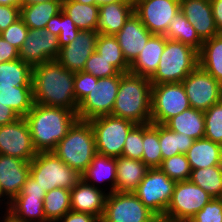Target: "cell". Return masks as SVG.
<instances>
[{"label": "cell", "mask_w": 222, "mask_h": 222, "mask_svg": "<svg viewBox=\"0 0 222 222\" xmlns=\"http://www.w3.org/2000/svg\"><path fill=\"white\" fill-rule=\"evenodd\" d=\"M29 28L21 18L16 20L4 31L0 33L4 40L16 47L18 50L23 46L24 40L28 34Z\"/></svg>", "instance_id": "f6af8a7d"}, {"label": "cell", "mask_w": 222, "mask_h": 222, "mask_svg": "<svg viewBox=\"0 0 222 222\" xmlns=\"http://www.w3.org/2000/svg\"><path fill=\"white\" fill-rule=\"evenodd\" d=\"M63 0H51L20 7V18L29 29L52 28L54 20L62 11Z\"/></svg>", "instance_id": "d4e9b609"}, {"label": "cell", "mask_w": 222, "mask_h": 222, "mask_svg": "<svg viewBox=\"0 0 222 222\" xmlns=\"http://www.w3.org/2000/svg\"><path fill=\"white\" fill-rule=\"evenodd\" d=\"M150 168L142 161L120 156L116 158L115 191L135 192Z\"/></svg>", "instance_id": "484cf974"}, {"label": "cell", "mask_w": 222, "mask_h": 222, "mask_svg": "<svg viewBox=\"0 0 222 222\" xmlns=\"http://www.w3.org/2000/svg\"><path fill=\"white\" fill-rule=\"evenodd\" d=\"M30 175V162L0 154V191L9 203L21 192Z\"/></svg>", "instance_id": "ac0fdd59"}, {"label": "cell", "mask_w": 222, "mask_h": 222, "mask_svg": "<svg viewBox=\"0 0 222 222\" xmlns=\"http://www.w3.org/2000/svg\"><path fill=\"white\" fill-rule=\"evenodd\" d=\"M179 10L180 0H141L134 5V13L153 35H165Z\"/></svg>", "instance_id": "2e32d148"}, {"label": "cell", "mask_w": 222, "mask_h": 222, "mask_svg": "<svg viewBox=\"0 0 222 222\" xmlns=\"http://www.w3.org/2000/svg\"><path fill=\"white\" fill-rule=\"evenodd\" d=\"M19 59V50L0 35V63Z\"/></svg>", "instance_id": "f907efd6"}, {"label": "cell", "mask_w": 222, "mask_h": 222, "mask_svg": "<svg viewBox=\"0 0 222 222\" xmlns=\"http://www.w3.org/2000/svg\"><path fill=\"white\" fill-rule=\"evenodd\" d=\"M98 35L97 30L80 31L71 43L60 48L56 60L69 71H83L86 61L95 52Z\"/></svg>", "instance_id": "e0dca14e"}, {"label": "cell", "mask_w": 222, "mask_h": 222, "mask_svg": "<svg viewBox=\"0 0 222 222\" xmlns=\"http://www.w3.org/2000/svg\"><path fill=\"white\" fill-rule=\"evenodd\" d=\"M0 209H1V205L4 203V206H6L5 208H4V210H5V213H7L8 212V208H9V202L8 201H5L6 199L4 198V196H3V194L1 193V191H0ZM4 201V202H3Z\"/></svg>", "instance_id": "94428289"}, {"label": "cell", "mask_w": 222, "mask_h": 222, "mask_svg": "<svg viewBox=\"0 0 222 222\" xmlns=\"http://www.w3.org/2000/svg\"><path fill=\"white\" fill-rule=\"evenodd\" d=\"M189 180L213 198H218L222 192V165L191 169Z\"/></svg>", "instance_id": "74e56055"}, {"label": "cell", "mask_w": 222, "mask_h": 222, "mask_svg": "<svg viewBox=\"0 0 222 222\" xmlns=\"http://www.w3.org/2000/svg\"><path fill=\"white\" fill-rule=\"evenodd\" d=\"M95 137L97 153L112 158L122 156V150L128 133L137 125L134 122L103 115L89 120Z\"/></svg>", "instance_id": "52a82bcc"}, {"label": "cell", "mask_w": 222, "mask_h": 222, "mask_svg": "<svg viewBox=\"0 0 222 222\" xmlns=\"http://www.w3.org/2000/svg\"><path fill=\"white\" fill-rule=\"evenodd\" d=\"M116 2H131V0H96V5L100 7L105 4L116 3Z\"/></svg>", "instance_id": "9f6ffc18"}, {"label": "cell", "mask_w": 222, "mask_h": 222, "mask_svg": "<svg viewBox=\"0 0 222 222\" xmlns=\"http://www.w3.org/2000/svg\"><path fill=\"white\" fill-rule=\"evenodd\" d=\"M149 222H171L165 215H156Z\"/></svg>", "instance_id": "6f0895ef"}, {"label": "cell", "mask_w": 222, "mask_h": 222, "mask_svg": "<svg viewBox=\"0 0 222 222\" xmlns=\"http://www.w3.org/2000/svg\"><path fill=\"white\" fill-rule=\"evenodd\" d=\"M24 118L37 153L53 152L78 119L77 113L70 109L35 103Z\"/></svg>", "instance_id": "7a4b0ae2"}, {"label": "cell", "mask_w": 222, "mask_h": 222, "mask_svg": "<svg viewBox=\"0 0 222 222\" xmlns=\"http://www.w3.org/2000/svg\"><path fill=\"white\" fill-rule=\"evenodd\" d=\"M59 52L58 34L52 28L29 29L23 46L19 49V59L33 68L56 60Z\"/></svg>", "instance_id": "5bb4252c"}, {"label": "cell", "mask_w": 222, "mask_h": 222, "mask_svg": "<svg viewBox=\"0 0 222 222\" xmlns=\"http://www.w3.org/2000/svg\"><path fill=\"white\" fill-rule=\"evenodd\" d=\"M96 78L93 76L91 92L78 104L77 117L80 120L110 115L118 93L121 76Z\"/></svg>", "instance_id": "ba28073f"}, {"label": "cell", "mask_w": 222, "mask_h": 222, "mask_svg": "<svg viewBox=\"0 0 222 222\" xmlns=\"http://www.w3.org/2000/svg\"><path fill=\"white\" fill-rule=\"evenodd\" d=\"M155 216L134 192L114 191L107 194L100 222H149Z\"/></svg>", "instance_id": "7c38bea8"}, {"label": "cell", "mask_w": 222, "mask_h": 222, "mask_svg": "<svg viewBox=\"0 0 222 222\" xmlns=\"http://www.w3.org/2000/svg\"><path fill=\"white\" fill-rule=\"evenodd\" d=\"M46 191L41 188L32 176H28L21 192L16 197L44 198Z\"/></svg>", "instance_id": "681fc988"}, {"label": "cell", "mask_w": 222, "mask_h": 222, "mask_svg": "<svg viewBox=\"0 0 222 222\" xmlns=\"http://www.w3.org/2000/svg\"><path fill=\"white\" fill-rule=\"evenodd\" d=\"M190 106L207 111L222 100V84L199 65L182 81Z\"/></svg>", "instance_id": "4fadbf2b"}, {"label": "cell", "mask_w": 222, "mask_h": 222, "mask_svg": "<svg viewBox=\"0 0 222 222\" xmlns=\"http://www.w3.org/2000/svg\"><path fill=\"white\" fill-rule=\"evenodd\" d=\"M44 198L15 197L10 203L8 214L20 222H48L44 215Z\"/></svg>", "instance_id": "f546056e"}, {"label": "cell", "mask_w": 222, "mask_h": 222, "mask_svg": "<svg viewBox=\"0 0 222 222\" xmlns=\"http://www.w3.org/2000/svg\"><path fill=\"white\" fill-rule=\"evenodd\" d=\"M74 77L75 73L64 68L57 60L33 67V102L39 105L70 109L77 113Z\"/></svg>", "instance_id": "6da1fadb"}, {"label": "cell", "mask_w": 222, "mask_h": 222, "mask_svg": "<svg viewBox=\"0 0 222 222\" xmlns=\"http://www.w3.org/2000/svg\"><path fill=\"white\" fill-rule=\"evenodd\" d=\"M138 1H141V0H131V2L135 5Z\"/></svg>", "instance_id": "be15d7a7"}, {"label": "cell", "mask_w": 222, "mask_h": 222, "mask_svg": "<svg viewBox=\"0 0 222 222\" xmlns=\"http://www.w3.org/2000/svg\"><path fill=\"white\" fill-rule=\"evenodd\" d=\"M32 70L21 59L0 63V86L32 85Z\"/></svg>", "instance_id": "e575fe53"}, {"label": "cell", "mask_w": 222, "mask_h": 222, "mask_svg": "<svg viewBox=\"0 0 222 222\" xmlns=\"http://www.w3.org/2000/svg\"><path fill=\"white\" fill-rule=\"evenodd\" d=\"M0 5L21 7L22 0H0Z\"/></svg>", "instance_id": "11a10c76"}, {"label": "cell", "mask_w": 222, "mask_h": 222, "mask_svg": "<svg viewBox=\"0 0 222 222\" xmlns=\"http://www.w3.org/2000/svg\"><path fill=\"white\" fill-rule=\"evenodd\" d=\"M53 152L66 165L82 175L97 154L90 121L77 119Z\"/></svg>", "instance_id": "277c9868"}, {"label": "cell", "mask_w": 222, "mask_h": 222, "mask_svg": "<svg viewBox=\"0 0 222 222\" xmlns=\"http://www.w3.org/2000/svg\"><path fill=\"white\" fill-rule=\"evenodd\" d=\"M185 155L191 169L222 165V145L206 138L195 140Z\"/></svg>", "instance_id": "4316f807"}, {"label": "cell", "mask_w": 222, "mask_h": 222, "mask_svg": "<svg viewBox=\"0 0 222 222\" xmlns=\"http://www.w3.org/2000/svg\"><path fill=\"white\" fill-rule=\"evenodd\" d=\"M218 199L221 201V203H222V192H221V194H220V196L218 197Z\"/></svg>", "instance_id": "e7e4bbea"}, {"label": "cell", "mask_w": 222, "mask_h": 222, "mask_svg": "<svg viewBox=\"0 0 222 222\" xmlns=\"http://www.w3.org/2000/svg\"><path fill=\"white\" fill-rule=\"evenodd\" d=\"M204 138L222 145V100L204 112Z\"/></svg>", "instance_id": "60d3db41"}, {"label": "cell", "mask_w": 222, "mask_h": 222, "mask_svg": "<svg viewBox=\"0 0 222 222\" xmlns=\"http://www.w3.org/2000/svg\"><path fill=\"white\" fill-rule=\"evenodd\" d=\"M143 155V124H137L127 135L122 156L142 160Z\"/></svg>", "instance_id": "ee69618b"}, {"label": "cell", "mask_w": 222, "mask_h": 222, "mask_svg": "<svg viewBox=\"0 0 222 222\" xmlns=\"http://www.w3.org/2000/svg\"><path fill=\"white\" fill-rule=\"evenodd\" d=\"M95 51L110 62L120 73H128L130 64L125 59L119 42L114 35L99 34Z\"/></svg>", "instance_id": "8d00e7d4"}, {"label": "cell", "mask_w": 222, "mask_h": 222, "mask_svg": "<svg viewBox=\"0 0 222 222\" xmlns=\"http://www.w3.org/2000/svg\"><path fill=\"white\" fill-rule=\"evenodd\" d=\"M93 87V75L79 71L75 72L74 77V94L79 104L88 94Z\"/></svg>", "instance_id": "7dc6e473"}, {"label": "cell", "mask_w": 222, "mask_h": 222, "mask_svg": "<svg viewBox=\"0 0 222 222\" xmlns=\"http://www.w3.org/2000/svg\"><path fill=\"white\" fill-rule=\"evenodd\" d=\"M81 177L86 183L95 188L104 191H107L105 189H108L109 192L107 191V194L114 192L117 181L116 158L97 153ZM104 182L109 183L107 184V186L109 185V188H103L101 186Z\"/></svg>", "instance_id": "603a6c76"}, {"label": "cell", "mask_w": 222, "mask_h": 222, "mask_svg": "<svg viewBox=\"0 0 222 222\" xmlns=\"http://www.w3.org/2000/svg\"><path fill=\"white\" fill-rule=\"evenodd\" d=\"M70 1H75V2H79L82 4H88V5L96 4V0H70Z\"/></svg>", "instance_id": "6125c7cd"}, {"label": "cell", "mask_w": 222, "mask_h": 222, "mask_svg": "<svg viewBox=\"0 0 222 222\" xmlns=\"http://www.w3.org/2000/svg\"><path fill=\"white\" fill-rule=\"evenodd\" d=\"M0 103L12 108L19 117H25L32 109V85L0 86Z\"/></svg>", "instance_id": "4dcf8cb0"}, {"label": "cell", "mask_w": 222, "mask_h": 222, "mask_svg": "<svg viewBox=\"0 0 222 222\" xmlns=\"http://www.w3.org/2000/svg\"><path fill=\"white\" fill-rule=\"evenodd\" d=\"M164 125L170 130L186 134L194 140L202 139L205 135L204 112L192 107L170 118Z\"/></svg>", "instance_id": "83f0119b"}, {"label": "cell", "mask_w": 222, "mask_h": 222, "mask_svg": "<svg viewBox=\"0 0 222 222\" xmlns=\"http://www.w3.org/2000/svg\"><path fill=\"white\" fill-rule=\"evenodd\" d=\"M215 25L219 33L222 32V0H210Z\"/></svg>", "instance_id": "db71d44e"}, {"label": "cell", "mask_w": 222, "mask_h": 222, "mask_svg": "<svg viewBox=\"0 0 222 222\" xmlns=\"http://www.w3.org/2000/svg\"><path fill=\"white\" fill-rule=\"evenodd\" d=\"M199 65L198 51L182 42L167 39L151 84L180 83Z\"/></svg>", "instance_id": "5b68a950"}, {"label": "cell", "mask_w": 222, "mask_h": 222, "mask_svg": "<svg viewBox=\"0 0 222 222\" xmlns=\"http://www.w3.org/2000/svg\"><path fill=\"white\" fill-rule=\"evenodd\" d=\"M189 222H222L221 201L213 198Z\"/></svg>", "instance_id": "bcb514c9"}, {"label": "cell", "mask_w": 222, "mask_h": 222, "mask_svg": "<svg viewBox=\"0 0 222 222\" xmlns=\"http://www.w3.org/2000/svg\"><path fill=\"white\" fill-rule=\"evenodd\" d=\"M57 222H100V220L92 214L70 210Z\"/></svg>", "instance_id": "816d5d0a"}, {"label": "cell", "mask_w": 222, "mask_h": 222, "mask_svg": "<svg viewBox=\"0 0 222 222\" xmlns=\"http://www.w3.org/2000/svg\"><path fill=\"white\" fill-rule=\"evenodd\" d=\"M0 154L30 162L37 154L28 123L24 117L0 126Z\"/></svg>", "instance_id": "9a60e30c"}, {"label": "cell", "mask_w": 222, "mask_h": 222, "mask_svg": "<svg viewBox=\"0 0 222 222\" xmlns=\"http://www.w3.org/2000/svg\"><path fill=\"white\" fill-rule=\"evenodd\" d=\"M2 215H3L1 216L3 217L2 222H20V221H17L15 218L11 217L8 213L4 212V214Z\"/></svg>", "instance_id": "91938a15"}, {"label": "cell", "mask_w": 222, "mask_h": 222, "mask_svg": "<svg viewBox=\"0 0 222 222\" xmlns=\"http://www.w3.org/2000/svg\"><path fill=\"white\" fill-rule=\"evenodd\" d=\"M51 0H22V5H33L42 2H48Z\"/></svg>", "instance_id": "680465c9"}, {"label": "cell", "mask_w": 222, "mask_h": 222, "mask_svg": "<svg viewBox=\"0 0 222 222\" xmlns=\"http://www.w3.org/2000/svg\"><path fill=\"white\" fill-rule=\"evenodd\" d=\"M20 18V7L0 5V33Z\"/></svg>", "instance_id": "c3c4849f"}, {"label": "cell", "mask_w": 222, "mask_h": 222, "mask_svg": "<svg viewBox=\"0 0 222 222\" xmlns=\"http://www.w3.org/2000/svg\"><path fill=\"white\" fill-rule=\"evenodd\" d=\"M190 107L182 82L152 84L151 123L165 124Z\"/></svg>", "instance_id": "9c48e42d"}, {"label": "cell", "mask_w": 222, "mask_h": 222, "mask_svg": "<svg viewBox=\"0 0 222 222\" xmlns=\"http://www.w3.org/2000/svg\"><path fill=\"white\" fill-rule=\"evenodd\" d=\"M166 40L164 35H152L142 51L130 64L129 72L150 79L157 71Z\"/></svg>", "instance_id": "7402d4cb"}, {"label": "cell", "mask_w": 222, "mask_h": 222, "mask_svg": "<svg viewBox=\"0 0 222 222\" xmlns=\"http://www.w3.org/2000/svg\"><path fill=\"white\" fill-rule=\"evenodd\" d=\"M158 168L175 182L189 180L191 174L189 161L182 153L163 159Z\"/></svg>", "instance_id": "ab89813d"}, {"label": "cell", "mask_w": 222, "mask_h": 222, "mask_svg": "<svg viewBox=\"0 0 222 222\" xmlns=\"http://www.w3.org/2000/svg\"><path fill=\"white\" fill-rule=\"evenodd\" d=\"M107 193L104 190L95 188L81 179L70 190L71 210L83 212L102 218Z\"/></svg>", "instance_id": "44dd1931"}, {"label": "cell", "mask_w": 222, "mask_h": 222, "mask_svg": "<svg viewBox=\"0 0 222 222\" xmlns=\"http://www.w3.org/2000/svg\"><path fill=\"white\" fill-rule=\"evenodd\" d=\"M62 11L73 20L80 31L97 29L99 7L96 4L63 0Z\"/></svg>", "instance_id": "1f68e13d"}, {"label": "cell", "mask_w": 222, "mask_h": 222, "mask_svg": "<svg viewBox=\"0 0 222 222\" xmlns=\"http://www.w3.org/2000/svg\"><path fill=\"white\" fill-rule=\"evenodd\" d=\"M20 118L10 107L0 103V126L13 123Z\"/></svg>", "instance_id": "f5cc1de1"}, {"label": "cell", "mask_w": 222, "mask_h": 222, "mask_svg": "<svg viewBox=\"0 0 222 222\" xmlns=\"http://www.w3.org/2000/svg\"><path fill=\"white\" fill-rule=\"evenodd\" d=\"M43 207L46 220L57 222L71 210L70 190L58 187L46 192Z\"/></svg>", "instance_id": "d590c367"}, {"label": "cell", "mask_w": 222, "mask_h": 222, "mask_svg": "<svg viewBox=\"0 0 222 222\" xmlns=\"http://www.w3.org/2000/svg\"><path fill=\"white\" fill-rule=\"evenodd\" d=\"M180 11L203 40L219 35L210 0H180Z\"/></svg>", "instance_id": "d6986e66"}, {"label": "cell", "mask_w": 222, "mask_h": 222, "mask_svg": "<svg viewBox=\"0 0 222 222\" xmlns=\"http://www.w3.org/2000/svg\"><path fill=\"white\" fill-rule=\"evenodd\" d=\"M213 197L190 180L176 182L165 216L171 222H189Z\"/></svg>", "instance_id": "30bf717a"}, {"label": "cell", "mask_w": 222, "mask_h": 222, "mask_svg": "<svg viewBox=\"0 0 222 222\" xmlns=\"http://www.w3.org/2000/svg\"><path fill=\"white\" fill-rule=\"evenodd\" d=\"M30 176L46 192L55 188L71 190L81 175L66 165L54 152H39L30 161Z\"/></svg>", "instance_id": "8992f818"}, {"label": "cell", "mask_w": 222, "mask_h": 222, "mask_svg": "<svg viewBox=\"0 0 222 222\" xmlns=\"http://www.w3.org/2000/svg\"><path fill=\"white\" fill-rule=\"evenodd\" d=\"M152 35L153 34L143 25L140 18L133 13L122 29L114 36L119 42L125 59L131 64Z\"/></svg>", "instance_id": "ffe728a7"}, {"label": "cell", "mask_w": 222, "mask_h": 222, "mask_svg": "<svg viewBox=\"0 0 222 222\" xmlns=\"http://www.w3.org/2000/svg\"><path fill=\"white\" fill-rule=\"evenodd\" d=\"M52 29L58 34L60 48L71 43L80 32L73 20L63 11L54 20Z\"/></svg>", "instance_id": "b9f144b4"}, {"label": "cell", "mask_w": 222, "mask_h": 222, "mask_svg": "<svg viewBox=\"0 0 222 222\" xmlns=\"http://www.w3.org/2000/svg\"><path fill=\"white\" fill-rule=\"evenodd\" d=\"M134 13L132 2H116L99 7L97 32L104 35L118 33Z\"/></svg>", "instance_id": "cb8c5ba5"}, {"label": "cell", "mask_w": 222, "mask_h": 222, "mask_svg": "<svg viewBox=\"0 0 222 222\" xmlns=\"http://www.w3.org/2000/svg\"><path fill=\"white\" fill-rule=\"evenodd\" d=\"M175 184L176 182L159 168H150L134 193L155 215H164Z\"/></svg>", "instance_id": "8fae6325"}, {"label": "cell", "mask_w": 222, "mask_h": 222, "mask_svg": "<svg viewBox=\"0 0 222 222\" xmlns=\"http://www.w3.org/2000/svg\"><path fill=\"white\" fill-rule=\"evenodd\" d=\"M194 141L186 134L174 132L164 124H159V143L163 159L180 153L186 154Z\"/></svg>", "instance_id": "836d02e7"}, {"label": "cell", "mask_w": 222, "mask_h": 222, "mask_svg": "<svg viewBox=\"0 0 222 222\" xmlns=\"http://www.w3.org/2000/svg\"><path fill=\"white\" fill-rule=\"evenodd\" d=\"M198 58L199 66L222 84V36L220 34L203 42Z\"/></svg>", "instance_id": "f1b7e54d"}, {"label": "cell", "mask_w": 222, "mask_h": 222, "mask_svg": "<svg viewBox=\"0 0 222 222\" xmlns=\"http://www.w3.org/2000/svg\"><path fill=\"white\" fill-rule=\"evenodd\" d=\"M83 72L89 73L96 78H105L119 75L120 72L109 61L96 51L91 54L85 63Z\"/></svg>", "instance_id": "7bdbcfd3"}, {"label": "cell", "mask_w": 222, "mask_h": 222, "mask_svg": "<svg viewBox=\"0 0 222 222\" xmlns=\"http://www.w3.org/2000/svg\"><path fill=\"white\" fill-rule=\"evenodd\" d=\"M152 84L149 78L124 73L111 115L135 124L151 123Z\"/></svg>", "instance_id": "3957f363"}, {"label": "cell", "mask_w": 222, "mask_h": 222, "mask_svg": "<svg viewBox=\"0 0 222 222\" xmlns=\"http://www.w3.org/2000/svg\"><path fill=\"white\" fill-rule=\"evenodd\" d=\"M164 36L167 39L189 45L198 52L201 50L202 44L204 42L198 36L192 24L186 19V17L180 10L171 20Z\"/></svg>", "instance_id": "d6a6232c"}, {"label": "cell", "mask_w": 222, "mask_h": 222, "mask_svg": "<svg viewBox=\"0 0 222 222\" xmlns=\"http://www.w3.org/2000/svg\"><path fill=\"white\" fill-rule=\"evenodd\" d=\"M163 160L159 143V124H143L142 161L149 168H158Z\"/></svg>", "instance_id": "f35d334b"}]
</instances>
